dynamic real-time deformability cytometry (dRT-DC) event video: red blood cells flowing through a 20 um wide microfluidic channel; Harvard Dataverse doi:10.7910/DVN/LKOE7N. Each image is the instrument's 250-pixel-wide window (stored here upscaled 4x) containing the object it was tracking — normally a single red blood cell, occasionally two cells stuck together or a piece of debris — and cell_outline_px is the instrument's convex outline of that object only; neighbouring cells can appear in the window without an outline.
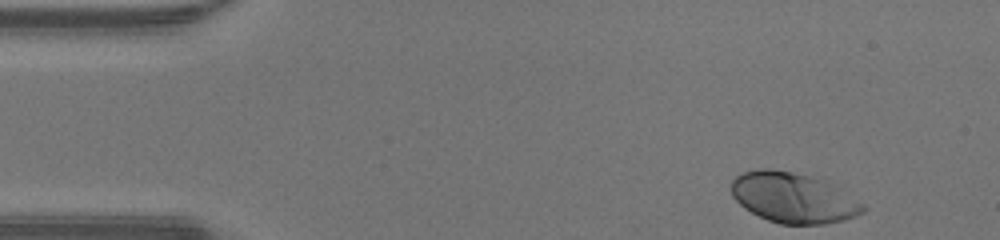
{"species": "human", "species_latin": "Homo sapiens", "temperature_condition": "warm", "stored_images_in_passage": 36, "camera_frame_rate_fps": 3000, "um_per_image_px": 0.085, "donor": {"sex": "male"}, "frame": {"image": 1, "passage_image": 1, "time_ms": 0.0, "image_size_px": [1000, 240], "cell_outline_px": [[868, 208], [864, 212], [856, 216], [844, 220], [824, 224], [780, 224], [768, 220], [744, 208], [732, 196], [732, 180], [740, 172], [760, 168], [772, 168], [824, 176]], "centroid_in_image_um": [67.47, 16.76], "position_along_channel_um": 17.5, "area_um2": 39.54}}
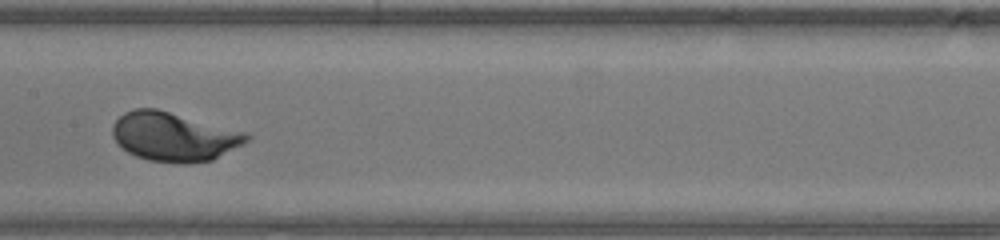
{"frame": {"image": 2, "passage_image": 20, "time_ms": 6.333, "image_size_px": [1000, 240], "cell_outline_px": [[252, 136], [244, 144], [212, 160], [184, 164], [180, 164], [148, 160], [136, 156], [128, 152], [112, 136], [112, 124], [124, 112], [132, 108], [156, 108], [248, 132]], "centroid_in_image_um": [14.81, 11.61], "position_along_channel_um": 192.6, "area_um2": 38.49}}
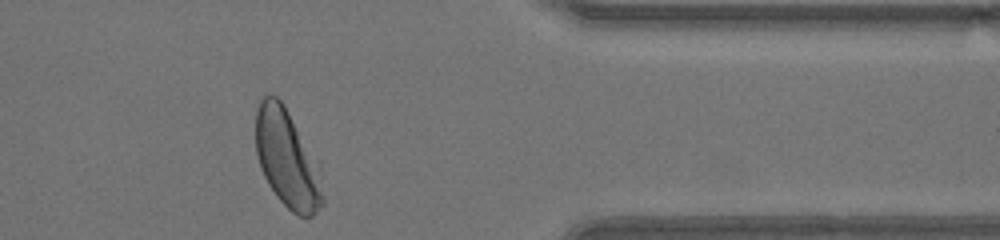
{"frame": {"image": 3, "passage_image": 35, "time_ms": 11.333, "image_size_px": [1000, 240], "cell_outline_px": [[324, 204], [312, 216], [300, 216], [292, 212], [276, 196], [268, 184], [260, 168], [256, 152], [256, 108], [264, 92], [276, 96], [284, 104], [320, 164], [324, 200]], "centroid_in_image_um": [24.42, 13.48], "position_along_channel_um": 387.0, "area_um2": 38.84}, "authors_computed_cell_mechanics": {"area_um2": 36.8764, "velocity_mm_per_s": 4.3021, "shape_relaxation_time_tau1_ms": 1.4707, "shape_relaxation_time_tau2_ms": null, "deformation_change_tau1": 0.1383, "deformation_change_tau2": null}}